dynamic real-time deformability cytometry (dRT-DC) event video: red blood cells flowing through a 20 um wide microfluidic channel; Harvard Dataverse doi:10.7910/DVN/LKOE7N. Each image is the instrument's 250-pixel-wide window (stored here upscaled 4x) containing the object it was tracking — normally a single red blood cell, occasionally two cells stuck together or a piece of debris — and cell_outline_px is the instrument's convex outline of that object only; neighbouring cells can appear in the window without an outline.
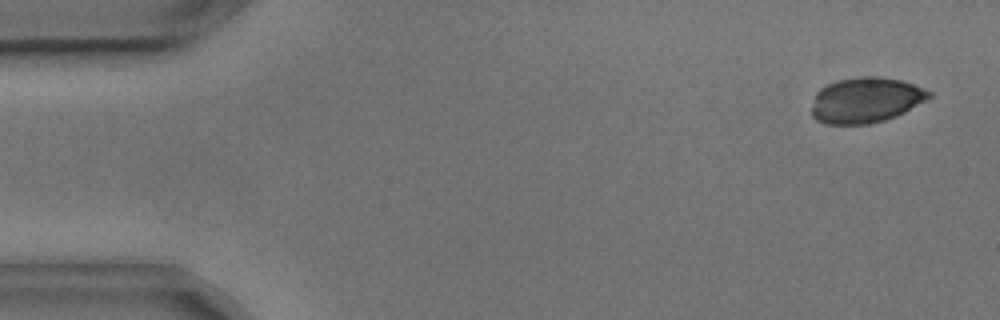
{"species": "common noctule bat (a hibernating species)", "species_latin": "Nyctalus noctula", "temperature_condition": "cold", "stored_images_in_passage": 12, "camera_frame_rate_fps": 3000, "um_per_image_px": 0.085, "animal": {"sex": "male", "body_mass_g": 17.9, "forearm_length_mm": 54.2}, "frame": {"image": 1, "passage_image": 3, "time_ms": 0.667, "image_size_px": [1000, 320], "cell_outline_px": [[932, 96], [904, 112], [896, 116], [884, 120], [868, 124], [828, 124], [816, 120], [812, 116], [812, 108], [816, 92], [820, 88], [836, 80], [860, 76], [876, 76], [900, 80], [924, 88], [932, 92]], "centroid_in_image_um": [73.57, 8.5], "position_along_channel_um": 11.4, "area_um2": 30.98}}